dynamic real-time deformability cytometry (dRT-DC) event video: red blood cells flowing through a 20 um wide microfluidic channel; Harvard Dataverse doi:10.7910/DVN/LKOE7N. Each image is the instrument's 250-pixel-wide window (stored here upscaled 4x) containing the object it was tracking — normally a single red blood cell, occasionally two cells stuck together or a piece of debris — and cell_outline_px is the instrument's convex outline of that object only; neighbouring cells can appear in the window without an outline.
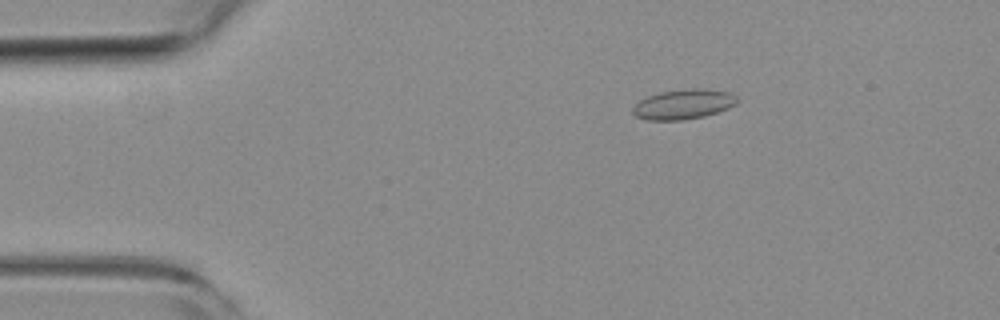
{"species": "common noctule bat (a hibernating species)", "species_latin": "Nyctalus noctula", "temperature_condition": "room temperature", "stored_images_in_passage": 54, "camera_frame_rate_fps": 3000, "um_per_image_px": 0.085, "animal": {"sex": "female", "body_mass_g": 19.3, "forearm_length_mm": 54.1}, "frame": {"image": 1, "passage_image": 9, "time_ms": 2.667, "image_size_px": [1000, 320], "cell_outline_px": [[740, 100], [736, 104], [728, 108], [704, 116], [684, 120], [644, 120], [636, 116], [632, 112], [632, 108], [640, 100], [648, 96], [660, 92], [692, 88], [704, 88], [732, 92]], "centroid_in_image_um": [58.12, 8.85], "position_along_channel_um": 26.9, "area_um2": 18.32}}
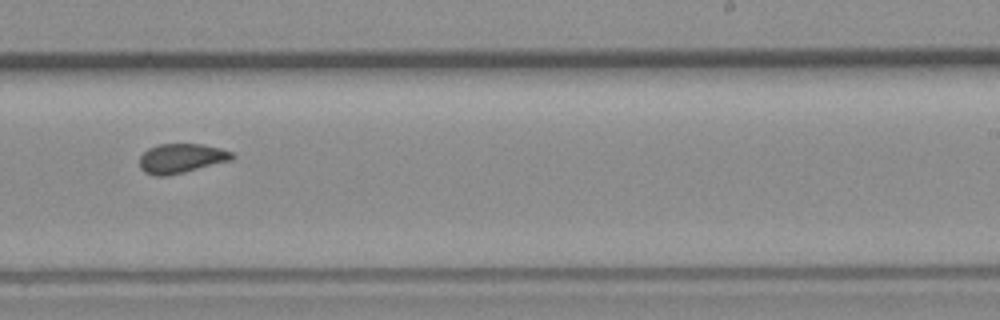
{"frame": {"image": 2, "passage_image": 33, "time_ms": 10.667, "image_size_px": [1000, 320], "cell_outline_px": [[236, 156], [232, 160], [168, 176], [152, 176], [144, 172], [140, 168], [140, 156], [148, 148], [160, 144], [200, 144], [220, 148], [232, 152]], "centroid_in_image_um": [15.4, 13.47], "position_along_channel_um": 273.6, "area_um2": 15.95}}
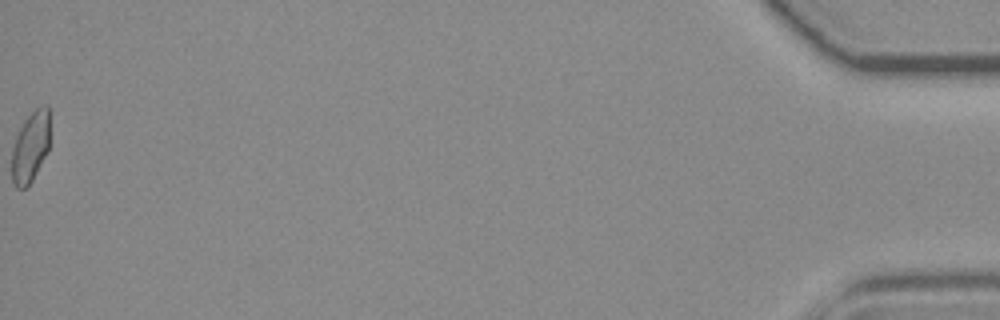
{"frame": {"image": 3, "passage_image": 54, "time_ms": 17.667, "image_size_px": [1000, 320], "cell_outline_px": [[48, 152], [32, 180], [24, 188], [16, 188], [12, 180], [12, 148], [16, 136], [24, 120], [36, 108], [44, 104], [48, 104]], "centroid_in_image_um": [2.57, 12.48], "position_along_channel_um": 432.6, "area_um2": 15.49}, "authors_computed_cell_mechanics": {"area_um2": 16.1262, "velocity_mm_per_s": 3.8272, "shape_relaxation_time_tau1_ms": null, "shape_relaxation_time_tau2_ms": 1.1416, "deformation_change_tau1": null, "deformation_change_tau2": 0.0401}}